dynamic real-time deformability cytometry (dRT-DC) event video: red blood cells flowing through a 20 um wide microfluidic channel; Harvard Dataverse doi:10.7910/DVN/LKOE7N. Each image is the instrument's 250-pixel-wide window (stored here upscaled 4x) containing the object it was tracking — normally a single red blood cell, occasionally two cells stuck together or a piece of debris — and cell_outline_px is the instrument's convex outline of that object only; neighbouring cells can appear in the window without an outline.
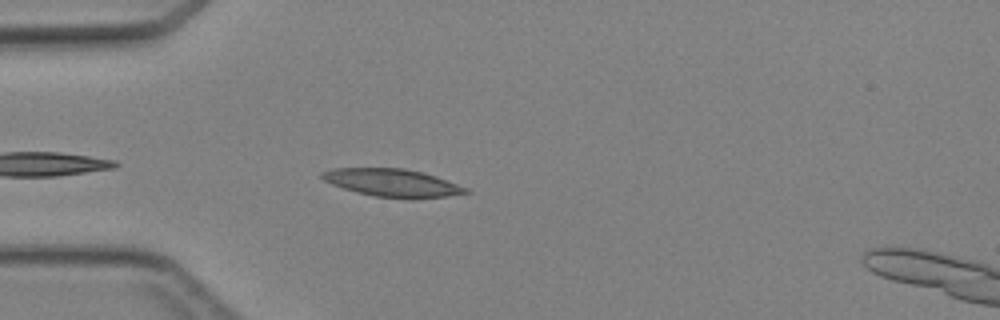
{"species": "Egyptian fruit bat (a non-hibernating species)", "species_latin": "Rousettus aegyptiacus", "temperature_condition": "cold", "stored_images_in_passage": 4, "camera_frame_rate_fps": 3000, "um_per_image_px": 0.085, "animal": {"sex": "female"}, "frame": {"image": 1, "passage_image": 4, "time_ms": 3.333, "image_size_px": [1000, 320], "cell_outline_px": [[472, 192], [448, 196], [412, 200], [376, 196], [356, 192], [332, 184], [324, 180], [320, 176], [320, 172], [332, 168], [404, 168], [424, 172], [436, 176], [468, 188]], "centroid_in_image_um": [33.39, 15.55], "position_along_channel_um": 51.6, "area_um2": 23.58}}